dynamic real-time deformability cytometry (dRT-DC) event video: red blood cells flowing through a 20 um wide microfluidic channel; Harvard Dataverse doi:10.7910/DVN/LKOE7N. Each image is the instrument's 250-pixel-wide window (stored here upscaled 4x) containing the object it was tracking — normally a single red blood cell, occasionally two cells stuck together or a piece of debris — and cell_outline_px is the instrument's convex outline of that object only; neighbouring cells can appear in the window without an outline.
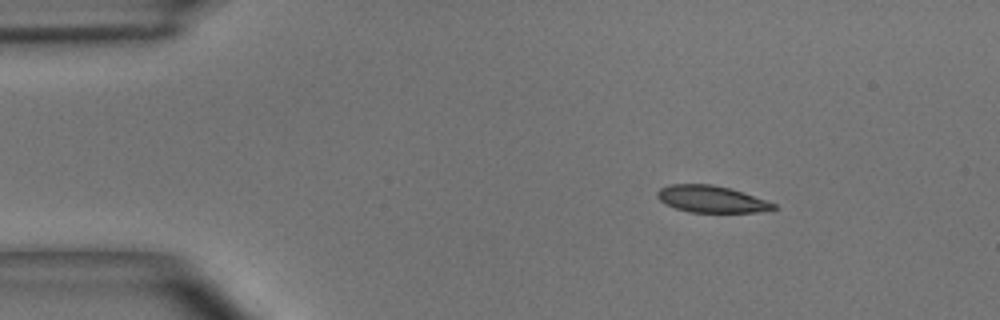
{"species": "common noctule bat (a hibernating species)", "species_latin": "Nyctalus noctula", "temperature_condition": "room temperature", "stored_images_in_passage": 47, "camera_frame_rate_fps": 3000, "um_per_image_px": 0.085, "animal": {"sex": "male", "body_mass_g": 15.6}, "frame": {"image": 1, "passage_image": 1, "time_ms": 0.0, "image_size_px": [1000, 320], "cell_outline_px": [[776, 208], [772, 212], [688, 212], [664, 204], [656, 196], [656, 192], [660, 188], [672, 184], [712, 184], [728, 188], [776, 204]], "centroid_in_image_um": [60.45, 16.94], "position_along_channel_um": 24.6, "area_um2": 18.09}}
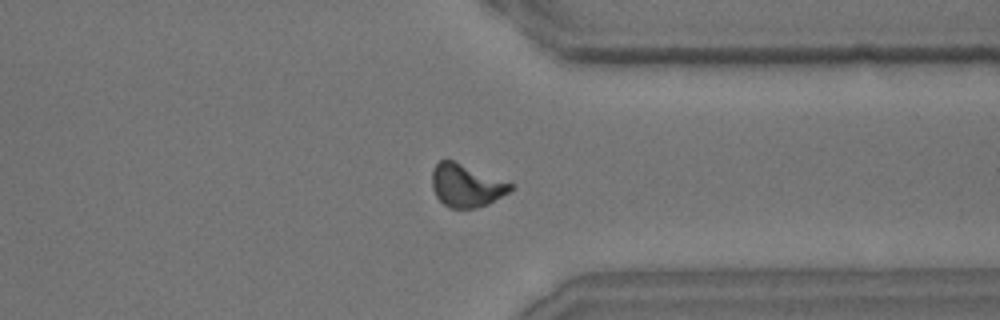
{"frame": {"image": 2, "passage_image": 35, "time_ms": 11.333, "image_size_px": [1000, 320], "cell_outline_px": [[512, 188], [508, 192], [488, 204], [476, 208], [448, 208], [436, 196], [432, 188], [432, 168], [440, 160], [452, 160], [512, 184]], "centroid_in_image_um": [39.57, 15.78], "position_along_channel_um": 371.8, "area_um2": 19.19}}
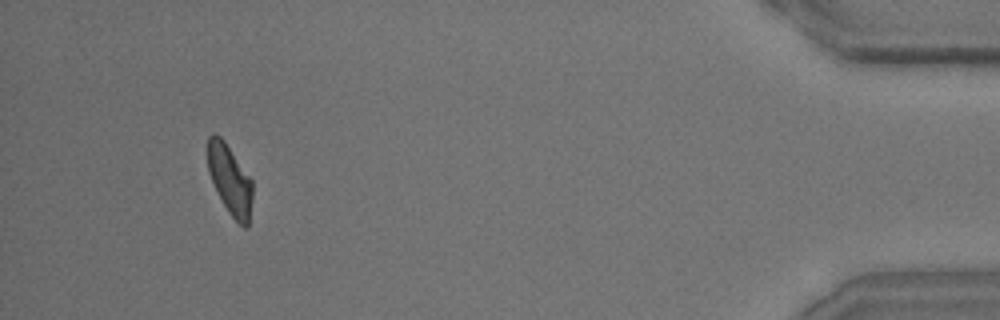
{"frame": {"image": 3, "passage_image": 44, "time_ms": 14.333, "image_size_px": [1000, 320], "cell_outline_px": [[252, 200], [248, 228], [244, 228], [228, 212], [208, 172], [208, 136], [212, 132], [216, 132], [224, 140], [252, 180]], "centroid_in_image_um": [19.55, 15.26], "position_along_channel_um": 415.7, "area_um2": 18.03}, "authors_computed_cell_mechanics": {"area_um2": 19.1896, "velocity_mm_per_s": 3.661, "shape_relaxation_time_tau1_ms": 5.3766, "shape_relaxation_time_tau2_ms": 2.261, "deformation_change_tau1": 0.1553, "deformation_change_tau2": 0.0853}}